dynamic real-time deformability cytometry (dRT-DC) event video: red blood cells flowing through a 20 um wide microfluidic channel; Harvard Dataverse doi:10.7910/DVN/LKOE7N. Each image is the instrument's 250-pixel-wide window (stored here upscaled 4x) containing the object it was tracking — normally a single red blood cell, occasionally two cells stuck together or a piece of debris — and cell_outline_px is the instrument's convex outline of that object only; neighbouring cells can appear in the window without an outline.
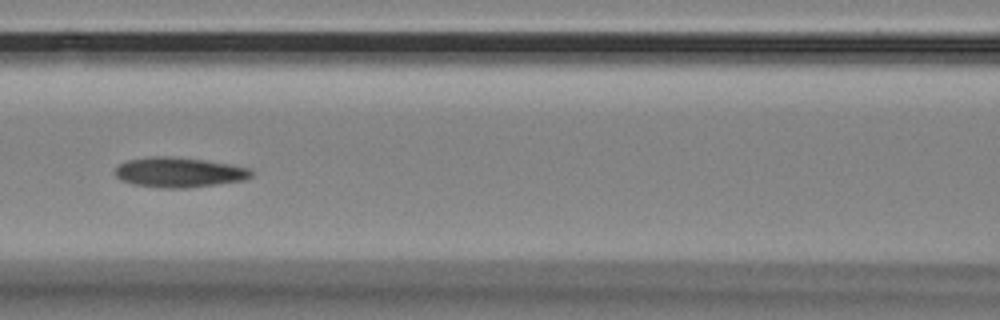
{"species": "Egyptian fruit bat (a non-hibernating species)", "species_latin": "Rousettus aegyptiacus", "temperature_condition": "room temperature", "stored_images_in_passage": 42, "camera_frame_rate_fps": 3000, "um_per_image_px": 0.085, "animal": {"sex": "female"}, "frame": {"image": 1, "passage_image": 10, "time_ms": 3.0, "image_size_px": [1000, 320], "cell_outline_px": [[252, 176], [244, 180], [216, 184], [184, 188], [164, 188], [132, 184], [116, 176], [116, 168], [120, 164], [128, 160], [148, 156], [172, 156], [204, 160], [232, 164], [248, 168], [252, 172]], "centroid_in_image_um": [15.23, 14.64], "position_along_channel_um": 151.4, "area_um2": 23.64}}
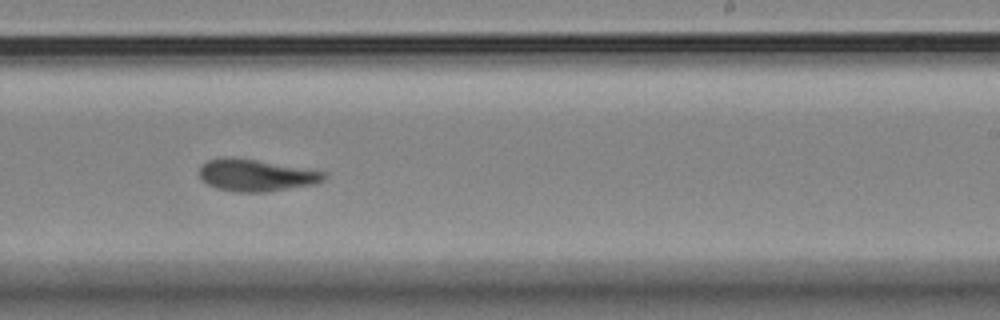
{"frame": {"image": 2, "passage_image": 20, "time_ms": 6.333, "image_size_px": [1000, 320], "cell_outline_px": [[328, 176], [324, 180], [316, 184], [268, 192], [236, 192], [216, 188], [200, 180], [200, 164], [216, 156], [232, 156], [328, 172]], "centroid_in_image_um": [21.75, 14.89], "position_along_channel_um": 267.3, "area_um2": 23.7}}
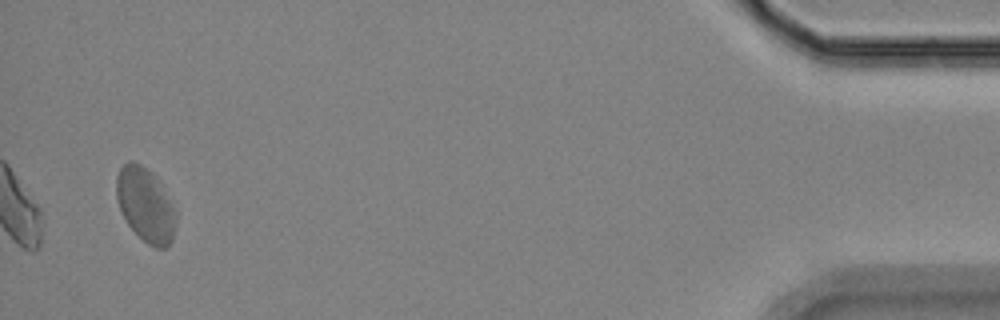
{"frame": {"image": 3, "passage_image": 40, "time_ms": 13.0, "image_size_px": [1000, 320], "cell_outline_px": [[176, 224], [172, 240], [164, 248], [156, 248], [148, 244], [128, 224], [120, 212], [116, 196], [116, 176], [120, 168], [128, 160], [132, 160], [140, 164], [152, 172], [160, 180], [176, 212]], "centroid_in_image_um": [12.36, 17.37], "position_along_channel_um": 422.8, "area_um2": 25.84}, "authors_computed_cell_mechanics": {"area_um2": 23.6691, "velocity_mm_per_s": 3.49, "shape_relaxation_time_tau1_ms": null, "shape_relaxation_time_tau2_ms": 2.0685, "deformation_change_tau1": null, "deformation_change_tau2": 0.0768}}